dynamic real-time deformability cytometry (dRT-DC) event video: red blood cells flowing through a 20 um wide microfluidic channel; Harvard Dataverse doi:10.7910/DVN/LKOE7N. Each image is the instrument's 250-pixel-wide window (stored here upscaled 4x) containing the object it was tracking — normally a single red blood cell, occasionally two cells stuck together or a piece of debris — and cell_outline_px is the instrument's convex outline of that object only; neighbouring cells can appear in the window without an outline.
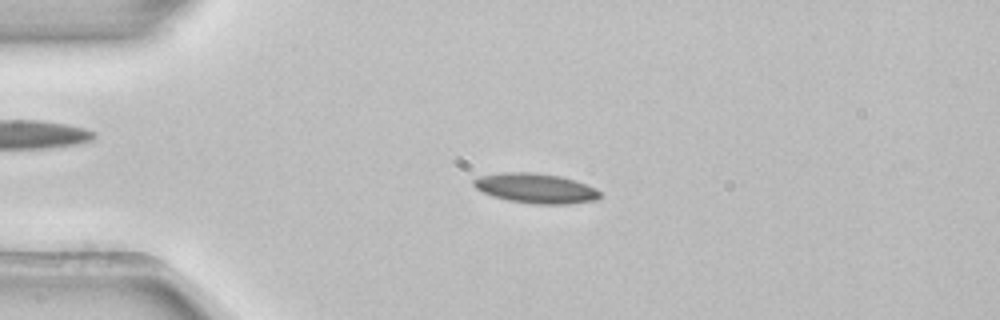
{"species": "common noctule bat (a hibernating species)", "species_latin": "Nyctalus noctula", "temperature_condition": "room temperature", "stored_images_in_passage": 4, "camera_frame_rate_fps": 3000, "um_per_image_px": 0.085, "animal": {"sex": "female", "body_mass_g": 22.7, "forearm_length_mm": 54.2}, "frame": {"image": 1, "passage_image": 2, "time_ms": 0.333, "image_size_px": [1000, 320], "cell_outline_px": [[600, 196], [596, 200], [568, 204], [532, 204], [508, 200], [484, 192], [476, 188], [472, 184], [472, 180], [480, 176], [504, 172], [532, 172], [560, 176], [576, 180], [596, 188], [600, 192]], "centroid_in_image_um": [45.56, 16.0], "position_along_channel_um": 39.4, "area_um2": 21.91}}